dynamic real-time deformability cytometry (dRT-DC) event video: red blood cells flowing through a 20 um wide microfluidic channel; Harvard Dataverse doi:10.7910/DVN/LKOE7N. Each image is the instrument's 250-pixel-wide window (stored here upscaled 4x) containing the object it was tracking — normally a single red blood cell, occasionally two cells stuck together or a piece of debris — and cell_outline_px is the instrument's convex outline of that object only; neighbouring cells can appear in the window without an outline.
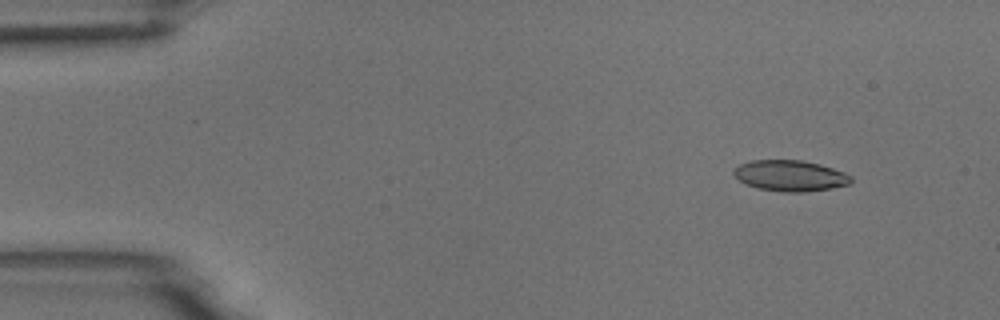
{"species": "common noctule bat (a hibernating species)", "species_latin": "Nyctalus noctula", "temperature_condition": "room temperature", "stored_images_in_passage": 47, "segment_of_instrument_passage": [1, 2], "camera_frame_rate_fps": 3000, "um_per_image_px": 0.085, "animal": {"sex": "male", "body_mass_g": 18.8}, "frame": {"image": 1, "passage_image": 1, "time_ms": 0.0, "image_size_px": [1000, 320], "cell_outline_px": [[852, 180], [848, 184], [832, 188], [804, 192], [784, 192], [760, 188], [748, 184], [740, 180], [732, 172], [740, 164], [752, 160], [800, 160], [820, 164], [844, 172], [852, 176]], "centroid_in_image_um": [67.2, 14.93], "position_along_channel_um": 17.8, "area_um2": 20.87}}
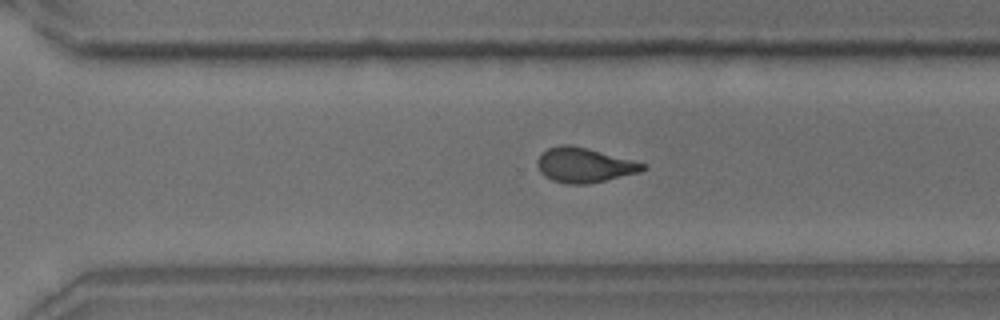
{"frame": {"image": 2, "passage_image": 33, "time_ms": 10.667, "image_size_px": [1000, 320], "cell_outline_px": [[644, 168], [640, 172], [588, 184], [568, 184], [552, 180], [544, 176], [540, 172], [536, 164], [536, 160], [548, 148], [560, 144], [572, 144], [588, 148], [632, 160], [644, 164]], "centroid_in_image_um": [49.6, 14.03], "position_along_channel_um": 321.0, "area_um2": 21.21}}
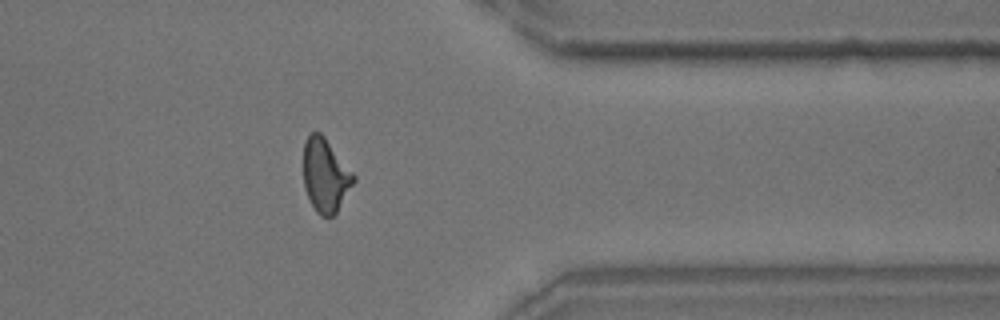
{"frame": {"image": 3, "passage_image": 39, "time_ms": 12.667, "image_size_px": [1000, 320], "cell_outline_px": [[356, 180], [336, 212], [332, 216], [320, 216], [316, 212], [304, 188], [304, 144], [308, 136], [312, 132], [320, 132], [324, 136], [356, 176]], "centroid_in_image_um": [27.66, 14.9], "position_along_channel_um": 383.7, "area_um2": 21.27}}